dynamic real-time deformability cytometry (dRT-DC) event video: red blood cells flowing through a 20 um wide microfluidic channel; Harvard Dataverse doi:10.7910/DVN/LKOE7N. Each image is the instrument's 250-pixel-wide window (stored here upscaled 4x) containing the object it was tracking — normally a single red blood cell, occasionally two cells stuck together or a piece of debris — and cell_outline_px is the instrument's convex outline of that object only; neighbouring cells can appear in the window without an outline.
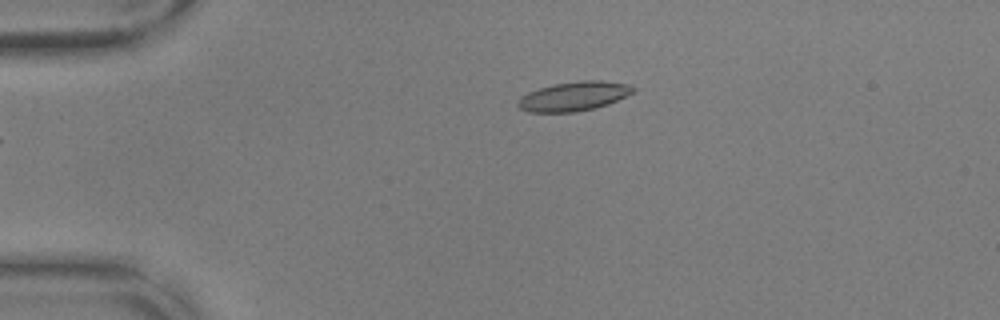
{"species": "common noctule bat (a hibernating species)", "species_latin": "Nyctalus noctula", "temperature_condition": "warm", "stored_images_in_passage": 44, "camera_frame_rate_fps": 3000, "um_per_image_px": 0.085, "animal": {"sex": "male", "body_mass_g": 17.9, "forearm_length_mm": 54.2}, "frame": {"image": 1, "passage_image": 1, "time_ms": 0.0, "image_size_px": [1000, 320], "cell_outline_px": [[636, 88], [632, 92], [608, 104], [576, 112], [528, 112], [520, 108], [516, 104], [520, 96], [528, 92], [552, 84], [580, 80], [600, 80], [628, 84]], "centroid_in_image_um": [48.73, 8.17], "position_along_channel_um": 36.3, "area_um2": 19.54}}
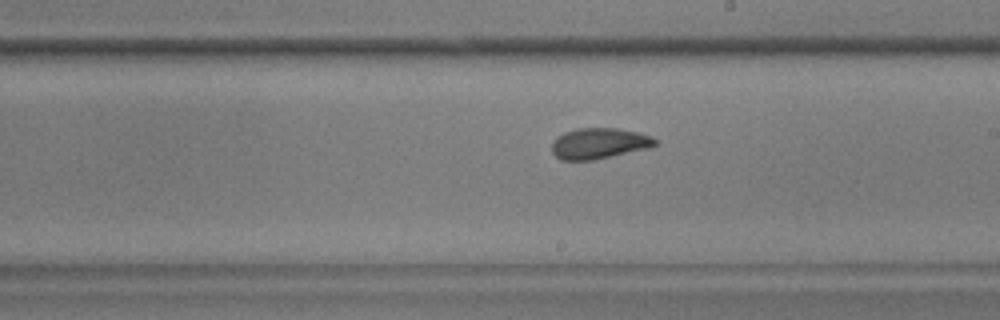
{"frame": {"image": 2, "passage_image": 21, "time_ms": 6.667, "image_size_px": [1000, 320], "cell_outline_px": [[656, 144], [648, 148], [596, 160], [560, 160], [552, 152], [552, 144], [564, 132], [576, 128], [616, 128], [636, 132], [652, 136], [656, 140]], "centroid_in_image_um": [50.92, 12.2], "position_along_channel_um": 238.1, "area_um2": 18.44}}
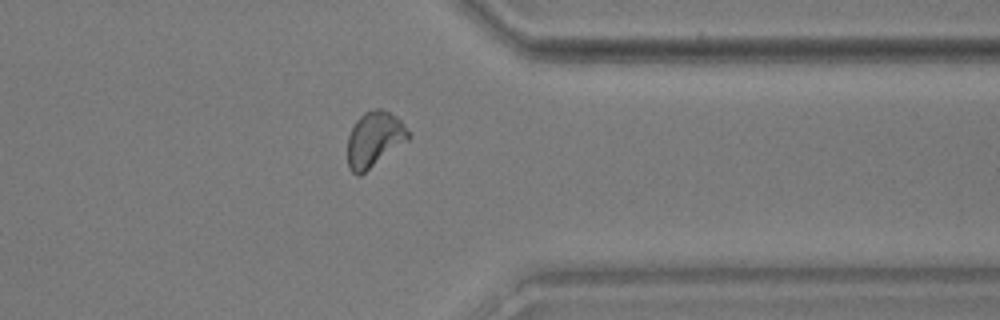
{"frame": {"image": 3, "passage_image": 33, "time_ms": 10.667, "image_size_px": [1000, 320], "cell_outline_px": [[412, 136], [408, 140], [360, 176], [356, 176], [348, 168], [348, 136], [356, 120], [364, 112], [376, 108], [380, 108], [396, 116], [412, 132]], "centroid_in_image_um": [31.83, 11.84], "position_along_channel_um": 379.6, "area_um2": 19.77}, "authors_computed_cell_mechanics": {"area_um2": 18.8428, "velocity_mm_per_s": 3.661, "shape_relaxation_time_tau1_ms": 3.9644, "shape_relaxation_time_tau2_ms": 1.7895, "deformation_change_tau1": 0.1359, "deformation_change_tau2": 0.0768}}